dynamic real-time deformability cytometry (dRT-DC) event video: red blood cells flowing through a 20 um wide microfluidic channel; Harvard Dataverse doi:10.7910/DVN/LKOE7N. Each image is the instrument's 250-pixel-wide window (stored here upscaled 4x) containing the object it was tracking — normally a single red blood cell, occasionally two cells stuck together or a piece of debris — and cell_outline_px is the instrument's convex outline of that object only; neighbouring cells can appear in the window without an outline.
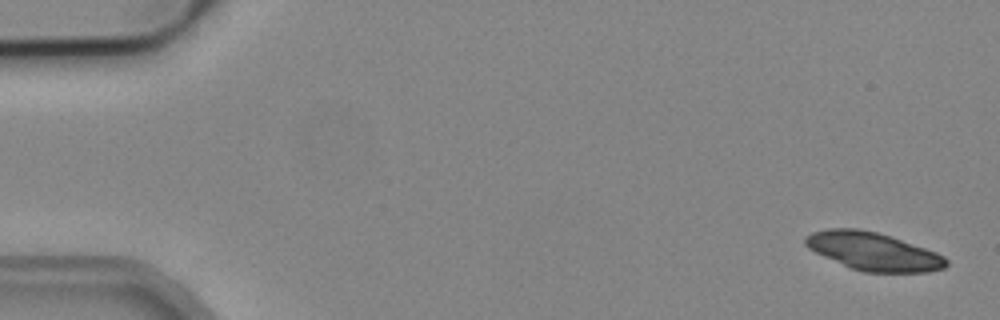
{"species": "common noctule bat (a hibernating species)", "species_latin": "Nyctalus noctula", "temperature_condition": "cold", "stored_images_in_passage": 5, "camera_frame_rate_fps": 3000, "um_per_image_px": 0.085, "animal": {"sex": "male", "body_mass_g": 19.2, "forearm_length_mm": 51.8}, "frame": {"image": 1, "passage_image": 1, "time_ms": 0.0, "image_size_px": [1000, 320], "cell_outline_px": [[948, 264], [944, 268], [928, 272], [864, 272], [852, 268], [824, 256], [808, 248], [804, 244], [804, 236], [812, 232], [828, 228], [856, 228], [876, 232], [936, 252], [944, 256], [948, 260]], "centroid_in_image_um": [74.21, 21.36], "position_along_channel_um": 10.8, "area_um2": 30.81}}